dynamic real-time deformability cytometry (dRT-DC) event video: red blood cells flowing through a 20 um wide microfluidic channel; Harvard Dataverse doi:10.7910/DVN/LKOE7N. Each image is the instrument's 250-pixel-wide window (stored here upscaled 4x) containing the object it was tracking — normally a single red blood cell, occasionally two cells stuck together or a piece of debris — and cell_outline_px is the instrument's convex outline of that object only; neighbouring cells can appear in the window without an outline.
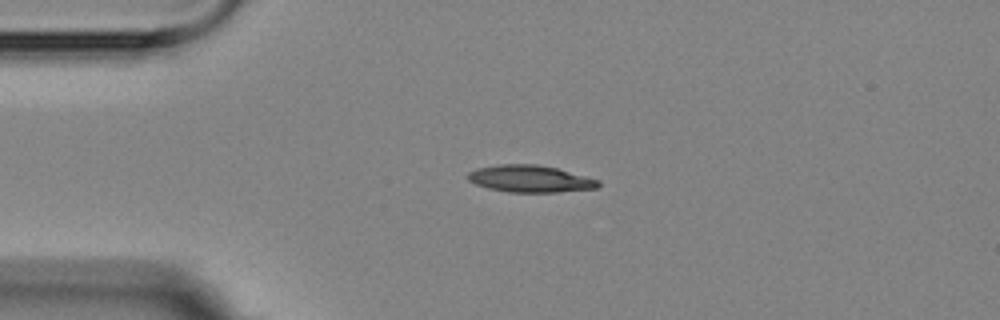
{"species": "Egyptian fruit bat (a non-hibernating species)", "species_latin": "Rousettus aegyptiacus", "temperature_condition": "room temperature", "stored_images_in_passage": 2, "camera_frame_rate_fps": 3000, "um_per_image_px": 0.085, "animal": {"sex": "female"}, "frame": {"image": 1, "passage_image": 1, "time_ms": 0.0, "image_size_px": [1000, 320], "cell_outline_px": [[600, 184], [596, 188], [556, 192], [508, 192], [488, 188], [476, 184], [468, 180], [468, 172], [476, 168], [500, 164], [536, 164], [556, 168], [600, 180]], "centroid_in_image_um": [45.04, 15.19], "position_along_channel_um": 40.0, "area_um2": 20.4}}